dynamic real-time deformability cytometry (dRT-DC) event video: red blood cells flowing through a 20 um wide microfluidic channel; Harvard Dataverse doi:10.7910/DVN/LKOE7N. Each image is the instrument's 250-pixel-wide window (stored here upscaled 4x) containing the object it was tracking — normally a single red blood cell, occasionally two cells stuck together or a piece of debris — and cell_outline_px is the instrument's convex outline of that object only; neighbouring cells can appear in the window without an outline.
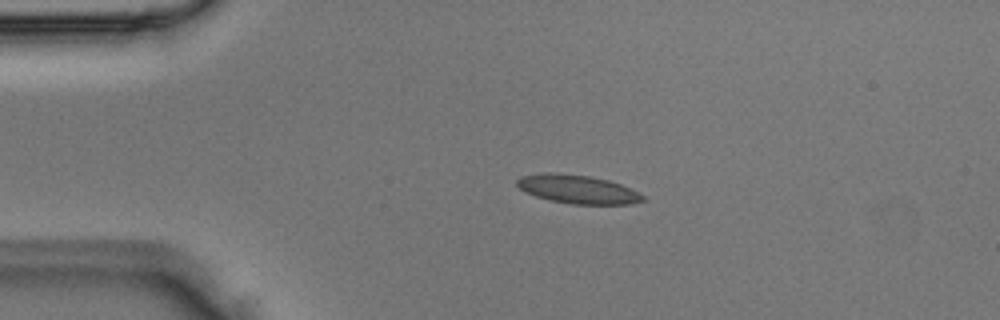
{"species": "Egyptian fruit bat (a non-hibernating species)", "species_latin": "Rousettus aegyptiacus", "temperature_condition": "room temperature", "stored_images_in_passage": 3, "camera_frame_rate_fps": 3000, "um_per_image_px": 0.085, "animal": {"sex": "male"}, "frame": {"image": 1, "passage_image": 2, "time_ms": 0.333, "image_size_px": [1000, 320], "cell_outline_px": [[644, 200], [628, 204], [572, 204], [548, 200], [524, 192], [516, 184], [516, 180], [520, 176], [544, 172], [556, 172], [588, 176], [608, 180], [620, 184], [644, 196]], "centroid_in_image_um": [49.02, 16.08], "position_along_channel_um": 36.0, "area_um2": 20.87}}
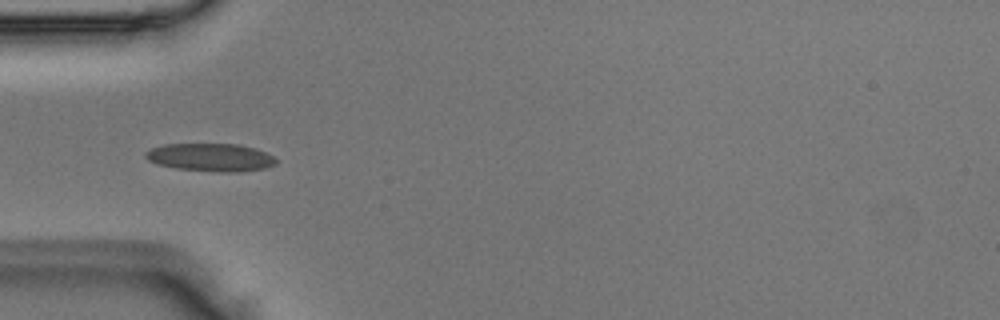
{"frame": {"image": 2, "passage_image": 3, "time_ms": 0.667, "image_size_px": [1000, 320], "cell_outline_px": [[276, 164], [264, 168], [240, 172], [220, 172], [176, 168], [156, 164], [148, 160], [144, 156], [144, 152], [152, 148], [164, 144], [236, 144], [256, 148], [272, 156], [276, 160]], "centroid_in_image_um": [17.87, 13.37], "position_along_channel_um": 67.1, "area_um2": 21.21}}